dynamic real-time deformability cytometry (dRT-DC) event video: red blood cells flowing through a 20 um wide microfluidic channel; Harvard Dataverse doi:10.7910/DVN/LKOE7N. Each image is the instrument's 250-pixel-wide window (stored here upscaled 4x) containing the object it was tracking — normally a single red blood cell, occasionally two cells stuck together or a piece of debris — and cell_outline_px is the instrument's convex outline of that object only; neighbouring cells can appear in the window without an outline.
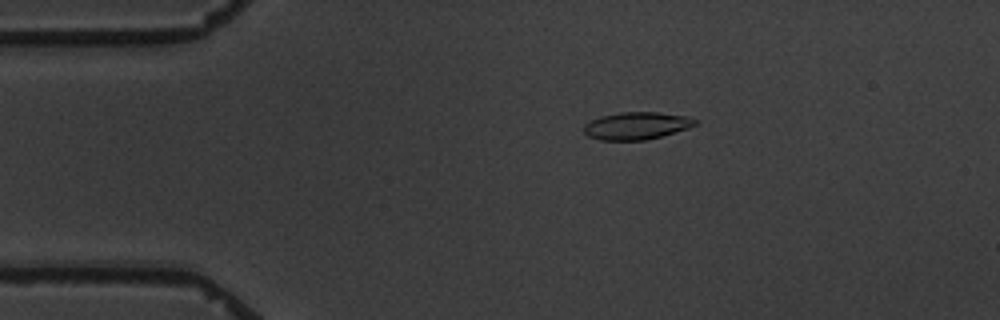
{"species": "common noctule bat (a hibernating species)", "species_latin": "Nyctalus noctula", "temperature_condition": "warm", "stored_images_in_passage": 7, "camera_frame_rate_fps": 3000, "um_per_image_px": 0.085, "animal": {"sex": "male", "body_mass_g": 19.5, "forearm_length_mm": 54.6}, "frame": {"image": 1, "passage_image": 3, "time_ms": 2.333, "image_size_px": [1000, 320], "cell_outline_px": [[696, 124], [688, 128], [660, 136], [644, 140], [600, 140], [588, 136], [584, 132], [584, 124], [600, 116], [620, 112], [656, 112], [688, 116], [696, 120]], "centroid_in_image_um": [54.08, 10.68], "position_along_channel_um": 30.9, "area_um2": 17.63}}
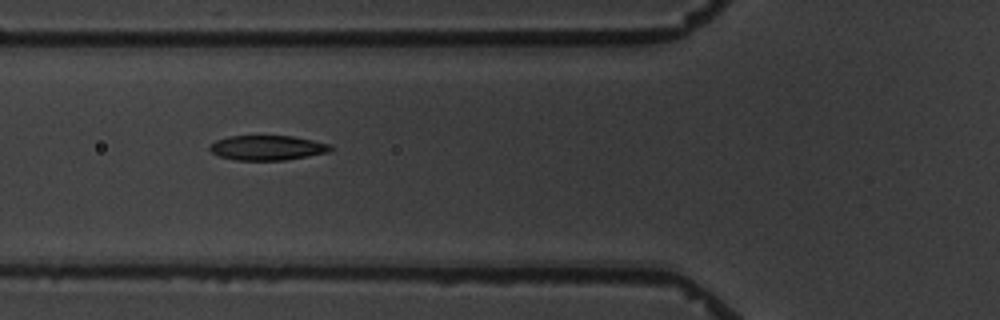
{"frame": {"image": 2, "passage_image": 6, "time_ms": 5.667, "image_size_px": [1000, 320], "cell_outline_px": [[332, 148], [328, 152], [308, 156], [284, 160], [236, 160], [220, 156], [212, 152], [208, 148], [216, 140], [228, 136], [292, 136], [332, 144]], "centroid_in_image_um": [22.73, 12.56], "position_along_channel_um": 103.1, "area_um2": 17.34}}
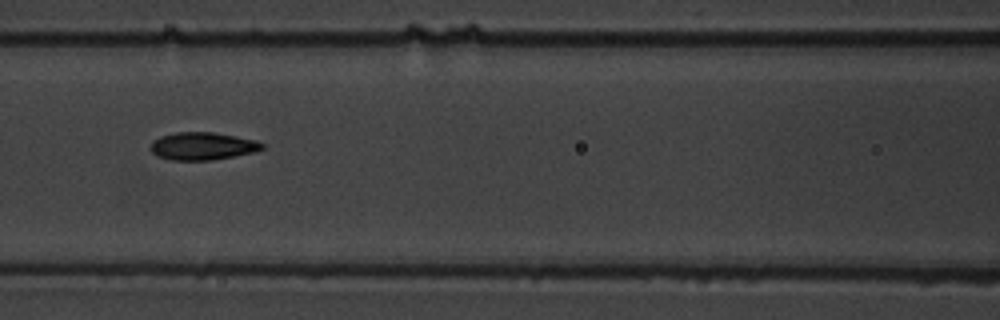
{"frame": {"image": 3, "passage_image": 7, "time_ms": 7.0, "image_size_px": [1000, 320], "cell_outline_px": [[264, 148], [256, 152], [212, 160], [168, 160], [156, 156], [148, 148], [152, 140], [160, 136], [176, 132], [212, 132], [236, 136], [256, 140], [264, 144]], "centroid_in_image_um": [17.18, 12.42], "position_along_channel_um": 149.4, "area_um2": 18.26}}